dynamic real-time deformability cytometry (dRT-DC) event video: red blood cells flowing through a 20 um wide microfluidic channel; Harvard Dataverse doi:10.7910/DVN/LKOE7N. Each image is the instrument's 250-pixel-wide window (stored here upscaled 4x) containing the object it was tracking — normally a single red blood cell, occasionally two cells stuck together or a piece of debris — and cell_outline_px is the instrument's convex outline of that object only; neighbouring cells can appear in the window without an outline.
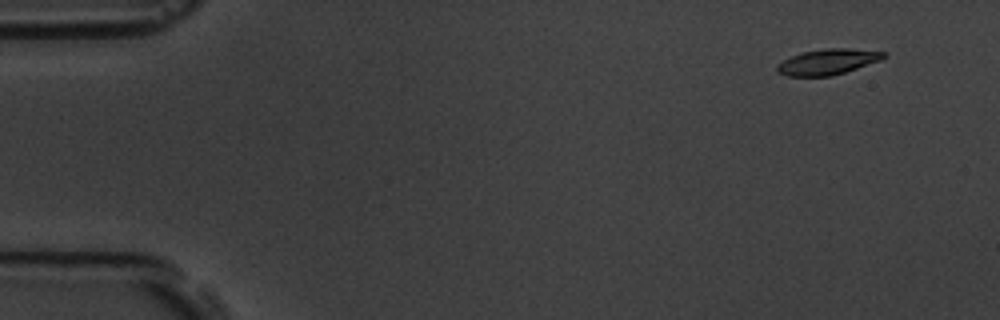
{"species": "common noctule bat (a hibernating species)", "species_latin": "Nyctalus noctula", "temperature_condition": "room temperature", "stored_images_in_passage": 7, "segment_of_instrument_passage": [1, 2], "camera_frame_rate_fps": 3000, "um_per_image_px": 0.085, "animal": {"sex": "male", "body_mass_g": 19.5, "forearm_length_mm": 54.6}, "frame": {"image": 1, "passage_image": 2, "time_ms": 1.333, "image_size_px": [1000, 320], "cell_outline_px": [[888, 56], [880, 60], [832, 76], [788, 76], [776, 72], [776, 64], [792, 56], [804, 52], [824, 48], [844, 48], [888, 52]], "centroid_in_image_um": [70.35, 5.25], "position_along_channel_um": 14.6, "area_um2": 15.84}}
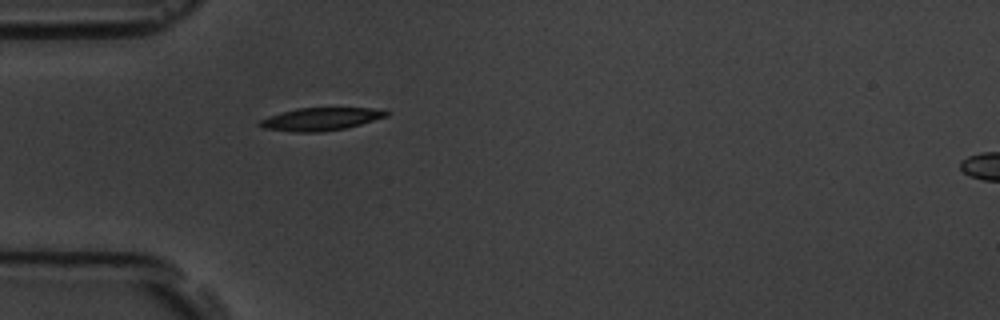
{"frame": {"image": 2, "passage_image": 6, "time_ms": 5.667, "image_size_px": [1000, 320], "cell_outline_px": [[388, 116], [360, 124], [344, 128], [320, 132], [292, 132], [264, 128], [256, 124], [260, 120], [268, 116], [300, 108], [372, 108], [388, 112]], "centroid_in_image_um": [27.22, 10.13], "position_along_channel_um": 57.8, "area_um2": 16.53}}